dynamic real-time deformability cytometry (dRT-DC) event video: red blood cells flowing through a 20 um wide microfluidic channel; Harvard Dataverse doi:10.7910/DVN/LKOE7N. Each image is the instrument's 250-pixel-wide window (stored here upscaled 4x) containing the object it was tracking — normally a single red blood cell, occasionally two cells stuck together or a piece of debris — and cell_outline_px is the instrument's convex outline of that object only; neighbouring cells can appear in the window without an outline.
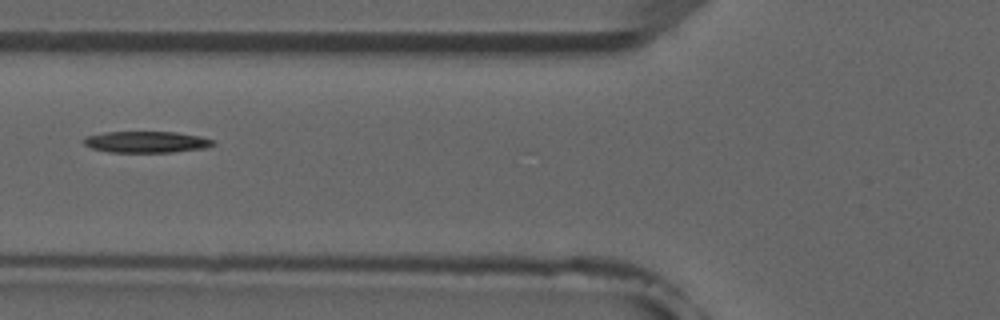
{"species": "common noctule bat (a hibernating species)", "species_latin": "Nyctalus noctula", "temperature_condition": "room temperature", "stored_images_in_passage": 36, "camera_frame_rate_fps": 3000, "um_per_image_px": 0.085, "animal": {"sex": "male", "forearm_length_mm": 52.5}, "frame": {"image": 1, "passage_image": 6, "time_ms": 1.667, "image_size_px": [1000, 320], "cell_outline_px": [[216, 144], [204, 148], [172, 152], [108, 152], [92, 148], [84, 144], [80, 140], [84, 136], [104, 132], [176, 132], [200, 136], [216, 140]], "centroid_in_image_um": [12.42, 12.06], "position_along_channel_um": 113.4, "area_um2": 16.3}}